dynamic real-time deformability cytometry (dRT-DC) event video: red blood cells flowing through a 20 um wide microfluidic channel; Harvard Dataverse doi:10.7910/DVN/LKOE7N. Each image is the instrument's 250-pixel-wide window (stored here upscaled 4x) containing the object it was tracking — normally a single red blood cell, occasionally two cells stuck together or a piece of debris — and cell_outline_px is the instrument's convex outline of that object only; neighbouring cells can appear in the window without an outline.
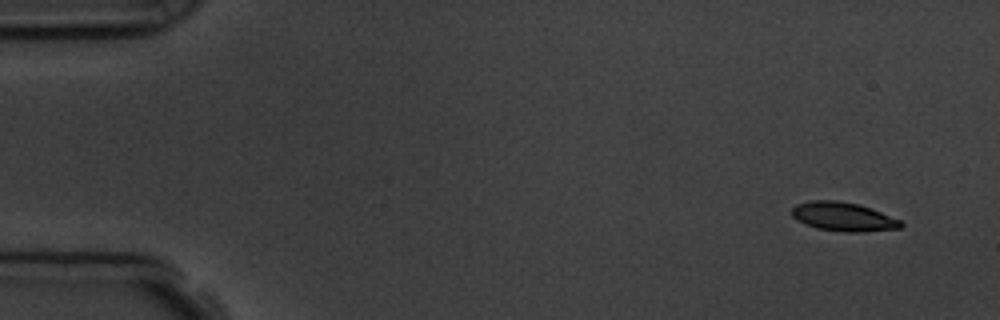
{"species": "common noctule bat (a hibernating species)", "species_latin": "Nyctalus noctula", "temperature_condition": "room temperature", "stored_images_in_passage": 5, "camera_frame_rate_fps": 3000, "um_per_image_px": 0.085, "animal": {"sex": "male", "body_mass_g": 19.5, "forearm_length_mm": 54.6}, "frame": {"image": 1, "passage_image": 1, "time_ms": 0.0, "image_size_px": [1000, 320], "cell_outline_px": [[904, 224], [900, 228], [860, 232], [844, 232], [816, 228], [804, 224], [796, 220], [792, 216], [792, 208], [796, 204], [812, 200], [836, 200], [860, 204], [872, 208], [900, 220]], "centroid_in_image_um": [71.66, 18.41], "position_along_channel_um": 13.3, "area_um2": 18.5}}
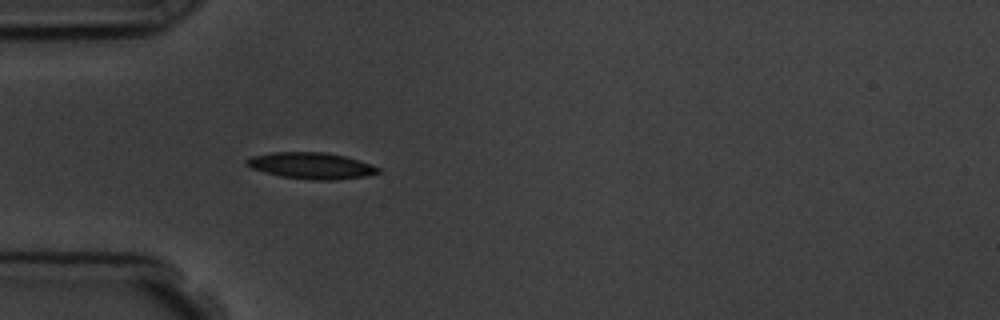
{"frame": {"image": 2, "passage_image": 5, "time_ms": 4.333, "image_size_px": [1000, 320], "cell_outline_px": [[380, 172], [364, 176], [336, 180], [312, 180], [280, 176], [264, 172], [252, 168], [244, 164], [244, 160], [252, 156], [272, 152], [324, 152], [344, 156], [372, 164], [380, 168]], "centroid_in_image_um": [26.43, 14.08], "position_along_channel_um": 58.6, "area_um2": 20.23}}